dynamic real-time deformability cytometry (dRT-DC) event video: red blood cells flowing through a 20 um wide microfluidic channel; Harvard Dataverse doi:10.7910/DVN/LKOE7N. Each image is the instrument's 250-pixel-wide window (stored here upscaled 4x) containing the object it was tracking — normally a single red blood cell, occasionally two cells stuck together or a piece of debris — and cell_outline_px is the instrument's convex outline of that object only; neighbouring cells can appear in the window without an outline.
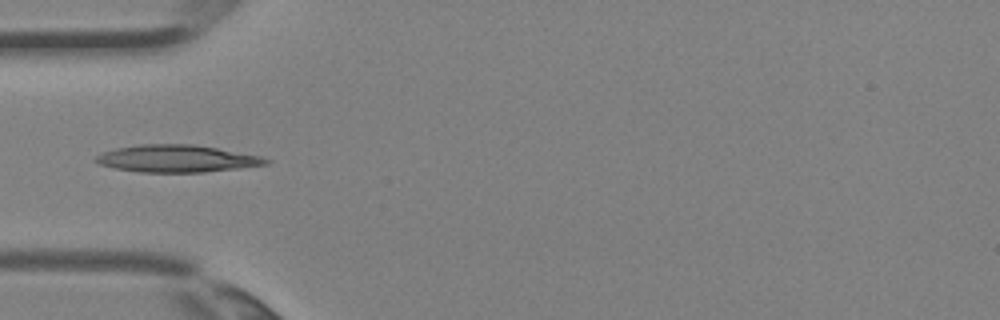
{"species": "Egyptian fruit bat (a non-hibernating species)", "species_latin": "Rousettus aegyptiacus", "temperature_condition": "room temperature", "stored_images_in_passage": 1, "camera_frame_rate_fps": 3000, "um_per_image_px": 0.085, "animal": {"sex": "female"}, "frame": {"image": 1, "passage_image": 1, "time_ms": 0.0, "image_size_px": [1000, 320], "cell_outline_px": [[272, 160], [268, 164], [240, 168], [204, 172], [140, 172], [116, 168], [100, 164], [92, 160], [96, 156], [104, 152], [116, 148], [140, 144], [192, 144], [216, 148], [260, 156]], "centroid_in_image_um": [15.03, 13.48], "position_along_channel_um": 70.0, "area_um2": 26.82}}